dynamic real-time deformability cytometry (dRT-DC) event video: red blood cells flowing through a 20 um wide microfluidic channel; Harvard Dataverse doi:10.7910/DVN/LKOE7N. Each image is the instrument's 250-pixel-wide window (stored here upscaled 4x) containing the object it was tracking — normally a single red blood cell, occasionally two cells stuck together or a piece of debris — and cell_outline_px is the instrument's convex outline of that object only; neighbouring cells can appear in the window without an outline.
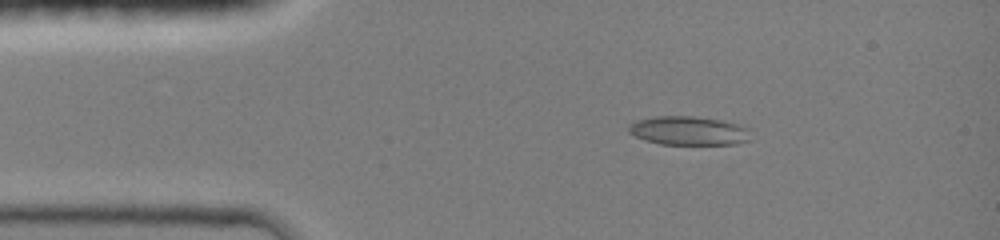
{"species": "common noctule bat (a hibernating species)", "species_latin": "Nyctalus noctula", "temperature_condition": "room temperature", "stored_images_in_passage": 45, "camera_frame_rate_fps": 3000, "um_per_image_px": 0.085, "animal": {"sex": "female", "body_mass_g": 19.0, "forearm_length_mm": 51.5}, "frame": {"image": 1, "passage_image": 7, "time_ms": 2.0, "image_size_px": [1000, 240], "cell_outline_px": [[748, 140], [732, 144], [660, 144], [644, 140], [628, 132], [628, 128], [636, 120], [656, 116], [692, 116], [720, 120], [740, 124], [748, 128]], "centroid_in_image_um": [58.5, 11.1], "position_along_channel_um": 26.5, "area_um2": 20.29}}
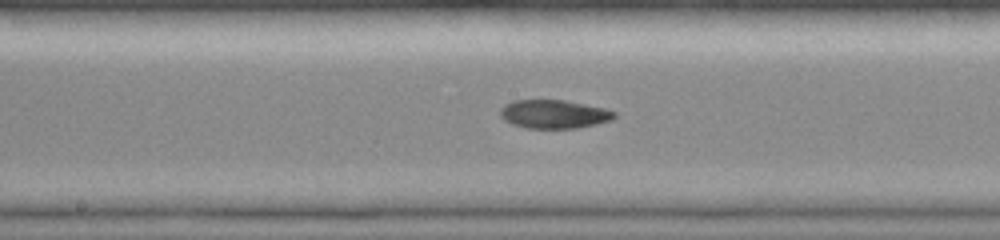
{"frame": {"image": 2, "passage_image": 23, "time_ms": 7.333, "image_size_px": [1000, 240], "cell_outline_px": [[616, 116], [612, 120], [596, 124], [576, 128], [524, 128], [512, 124], [504, 120], [500, 116], [500, 108], [504, 104], [512, 100], [564, 100], [604, 108], [616, 112]], "centroid_in_image_um": [47.05, 9.7], "position_along_channel_um": 201.1, "area_um2": 19.07}}
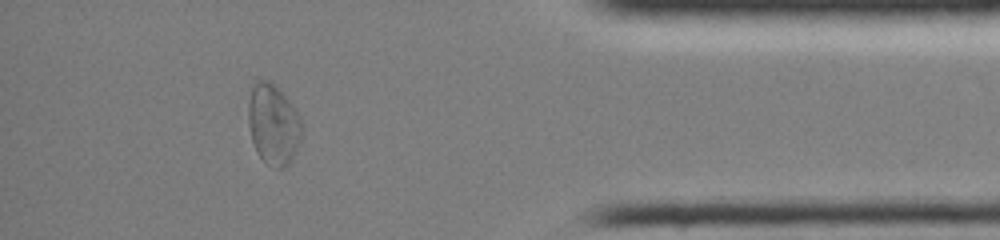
{"frame": {"image": 3, "passage_image": 40, "time_ms": 13.0, "image_size_px": [1000, 240], "cell_outline_px": [[304, 128], [300, 140], [292, 160], [284, 168], [276, 168], [264, 164], [256, 152], [252, 140], [248, 124], [248, 104], [252, 84], [256, 76], [272, 80], [292, 104], [300, 116], [304, 124]], "centroid_in_image_um": [23.23, 10.53], "position_along_channel_um": 412.0, "area_um2": 26.13}, "authors_computed_cell_mechanics": {"area_um2": 19.9988, "velocity_mm_per_s": 4.1607, "shape_relaxation_time_tau1_ms": null, "shape_relaxation_time_tau2_ms": 4.1328, "deformation_change_tau1": null, "deformation_change_tau2": 0.0783}}